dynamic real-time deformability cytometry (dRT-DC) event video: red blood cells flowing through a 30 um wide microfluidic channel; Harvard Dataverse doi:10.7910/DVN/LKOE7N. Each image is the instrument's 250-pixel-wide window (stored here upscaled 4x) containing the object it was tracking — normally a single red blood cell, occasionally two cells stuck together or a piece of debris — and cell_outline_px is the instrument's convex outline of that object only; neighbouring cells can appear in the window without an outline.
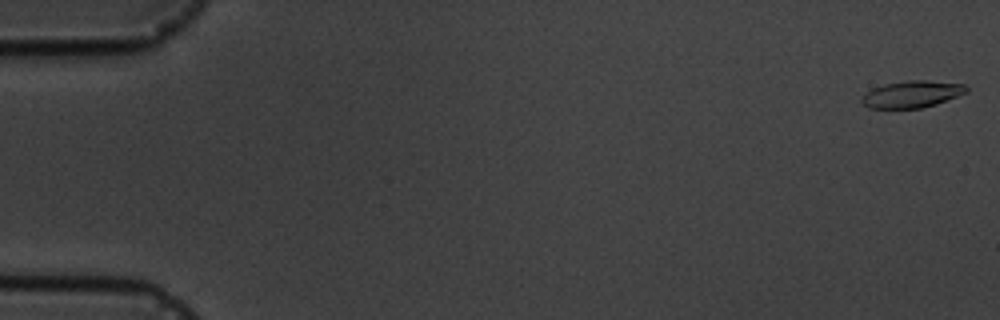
{"species": "common noctule bat (a hibernating species)", "species_latin": "Nyctalus noctula", "temperature_condition": "cold", "stored_images_in_passage": 17, "camera_frame_rate_fps": 3000, "um_per_image_px": 0.085, "animal": {"sex": "male", "body_mass_g": 19.5, "forearm_length_mm": 54.6}, "frame": {"image": 1, "passage_image": 1, "time_ms": 0.0, "image_size_px": [1000, 320], "cell_outline_px": [[968, 92], [936, 104], [920, 108], [868, 108], [860, 100], [872, 88], [884, 84], [908, 80], [924, 80], [964, 84], [968, 88]], "centroid_in_image_um": [77.53, 8.0], "position_along_channel_um": 7.5, "area_um2": 16.24}}
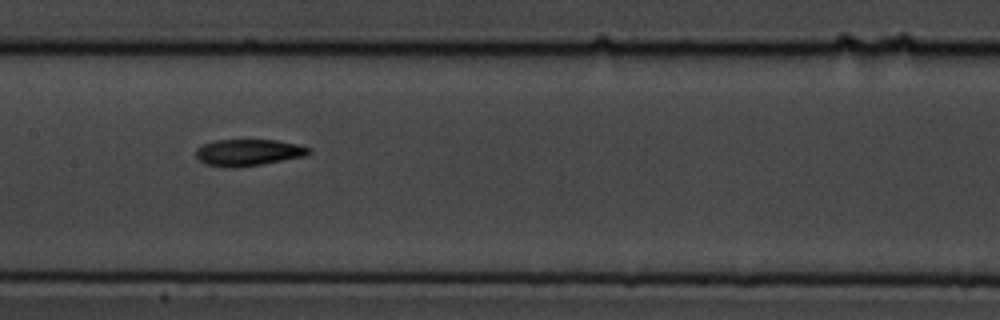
{"frame": {"image": 2, "passage_image": 8, "time_ms": 9.0, "image_size_px": [1000, 320], "cell_outline_px": [[312, 152], [304, 156], [260, 164], [204, 164], [196, 156], [196, 148], [212, 140], [276, 140], [296, 144], [312, 148]], "centroid_in_image_um": [21.16, 12.9], "position_along_channel_um": 186.2, "area_um2": 16.59}}
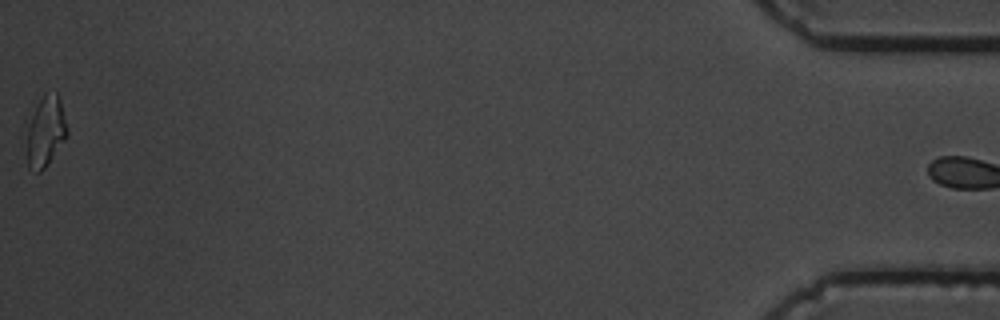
{"frame": {"image": 3, "passage_image": 16, "time_ms": 18.333, "image_size_px": [1000, 320], "cell_outline_px": [[68, 136], [48, 164], [40, 172], [36, 172], [28, 168], [28, 128], [32, 116], [44, 92], [56, 92], [60, 100], [68, 128]], "centroid_in_image_um": [3.92, 11.19], "position_along_channel_um": 431.3, "area_um2": 16.3}}